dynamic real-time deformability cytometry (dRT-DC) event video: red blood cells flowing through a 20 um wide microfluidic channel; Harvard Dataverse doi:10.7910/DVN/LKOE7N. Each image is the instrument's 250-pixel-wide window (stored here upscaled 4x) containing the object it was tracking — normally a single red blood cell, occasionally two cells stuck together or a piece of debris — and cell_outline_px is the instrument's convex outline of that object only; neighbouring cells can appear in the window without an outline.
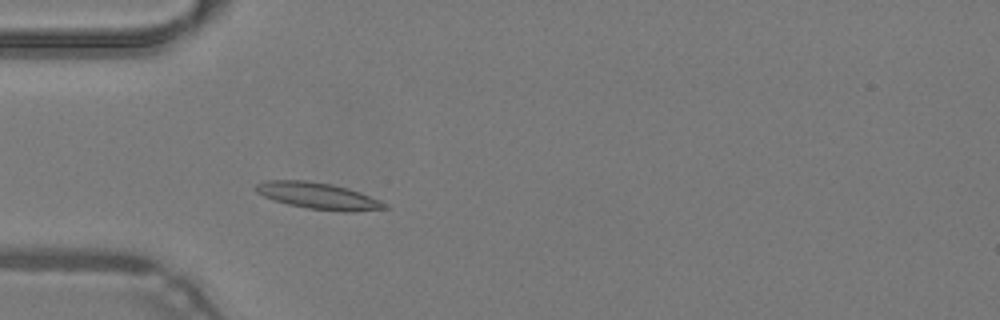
{"species": "common noctule bat (a hibernating species)", "species_latin": "Nyctalus noctula", "temperature_condition": "warm", "stored_images_in_passage": 45, "camera_frame_rate_fps": 3000, "um_per_image_px": 0.085, "animal": {"sex": "male", "body_mass_g": 19.2, "forearm_length_mm": 51.8}, "frame": {"image": 1, "passage_image": 11, "time_ms": 3.333, "image_size_px": [1000, 320], "cell_outline_px": [[392, 208], [352, 212], [344, 212], [308, 208], [288, 204], [264, 196], [256, 192], [256, 184], [268, 180], [304, 180], [332, 184], [348, 188], [360, 192], [380, 200], [388, 204]], "centroid_in_image_um": [27.12, 16.65], "position_along_channel_um": 57.9, "area_um2": 19.88}}
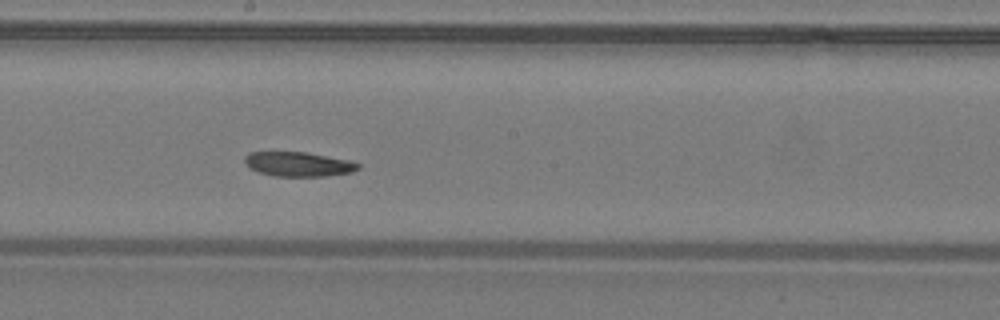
{"frame": {"image": 2, "passage_image": 23, "time_ms": 7.333, "image_size_px": [1000, 320], "cell_outline_px": [[360, 168], [352, 172], [324, 176], [272, 176], [248, 168], [244, 164], [244, 156], [248, 152], [308, 152], [348, 160], [360, 164]], "centroid_in_image_um": [25.32, 13.95], "position_along_channel_um": 222.9, "area_um2": 16.3}}
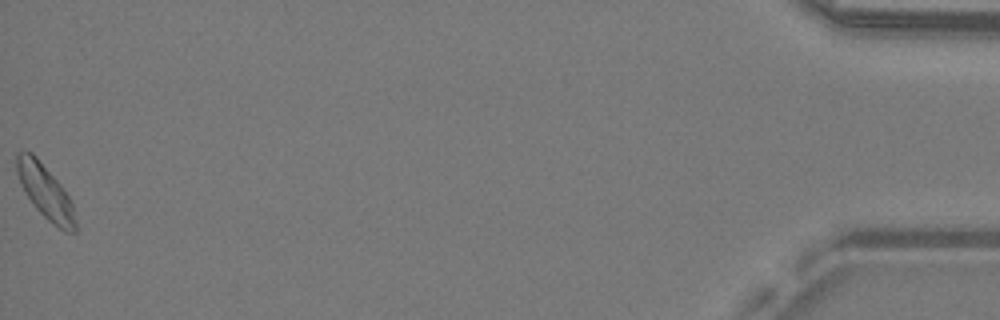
{"frame": {"image": 3, "passage_image": 45, "time_ms": 14.667, "image_size_px": [1000, 320], "cell_outline_px": [[76, 232], [64, 232], [48, 220], [36, 208], [24, 192], [16, 172], [16, 156], [20, 152], [32, 152], [36, 156], [60, 184], [68, 196], [72, 204], [76, 224]], "centroid_in_image_um": [3.85, 16.31], "position_along_channel_um": 431.4, "area_um2": 18.15}, "authors_computed_cell_mechanics": {"area_um2": 17.2822, "velocity_mm_per_s": 4.2442, "shape_relaxation_time_tau1_ms": 8.2851, "shape_relaxation_time_tau2_ms": 6.7899, "deformation_change_tau1": 0.1618, "deformation_change_tau2": 0.0838}}